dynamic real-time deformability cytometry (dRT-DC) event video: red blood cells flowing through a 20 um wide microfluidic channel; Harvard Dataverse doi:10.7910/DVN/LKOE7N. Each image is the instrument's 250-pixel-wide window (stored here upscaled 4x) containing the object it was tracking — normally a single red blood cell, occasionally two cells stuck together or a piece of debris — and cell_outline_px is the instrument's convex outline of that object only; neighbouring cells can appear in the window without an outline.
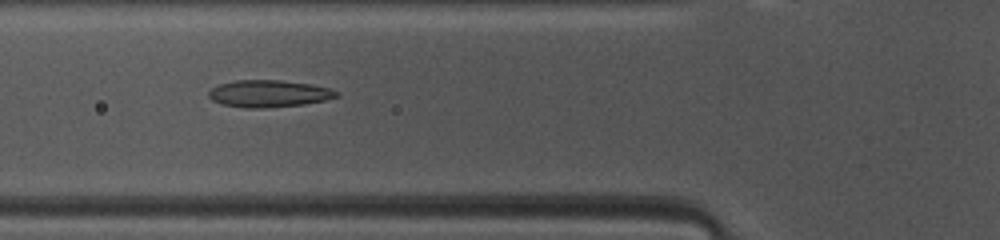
{"species": "common noctule bat (a hibernating species)", "species_latin": "Nyctalus noctula", "temperature_condition": "warm", "stored_images_in_passage": 40, "camera_frame_rate_fps": 3000, "um_per_image_px": 0.085, "animal": {"sex": "female", "body_mass_g": 10.0, "forearm_length_mm": 53.1}, "frame": {"image": 1, "passage_image": 9, "time_ms": 2.667, "image_size_px": [1000, 240], "cell_outline_px": [[340, 96], [324, 100], [304, 104], [264, 108], [244, 108], [220, 104], [212, 100], [208, 96], [208, 92], [212, 88], [220, 84], [236, 80], [280, 80], [312, 84], [328, 88], [340, 92]], "centroid_in_image_um": [22.85, 7.96], "position_along_channel_um": 103.0, "area_um2": 20.23}}
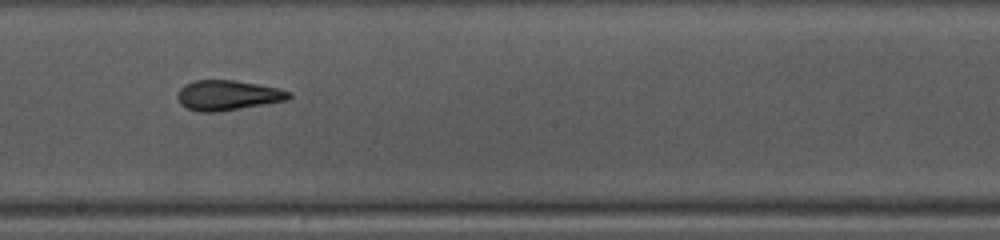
{"frame": {"image": 2, "passage_image": 18, "time_ms": 5.667, "image_size_px": [1000, 240], "cell_outline_px": [[292, 96], [288, 100], [220, 112], [200, 112], [188, 108], [180, 104], [176, 96], [180, 88], [184, 84], [196, 80], [236, 80], [280, 88], [292, 92]], "centroid_in_image_um": [19.38, 8.1], "position_along_channel_um": 228.8, "area_um2": 19.77}}
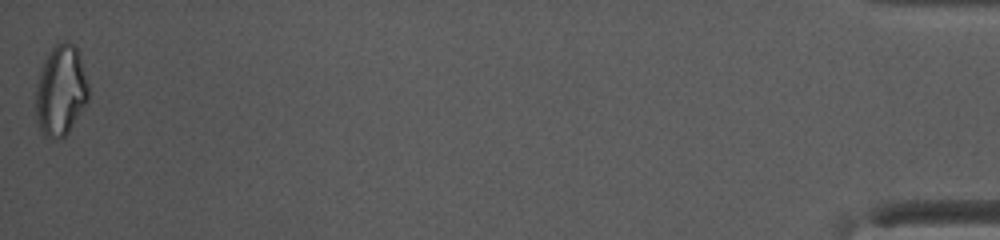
{"frame": {"image": 3, "passage_image": 40, "time_ms": 13.0, "image_size_px": [1000, 240], "cell_outline_px": [[88, 100], [68, 132], [64, 136], [44, 136], [36, 120], [36, 88], [40, 72], [44, 60], [48, 52], [56, 44], [64, 40], [68, 40], [76, 48], [88, 84]], "centroid_in_image_um": [5.15, 7.67], "position_along_channel_um": 430.0, "area_um2": 27.22}, "authors_computed_cell_mechanics": {"area_um2": 20.0566, "velocity_mm_per_s": 4.1736, "shape_relaxation_time_tau1_ms": 8.9564, "shape_relaxation_time_tau2_ms": 2.0173, "deformation_change_tau1": 0.2296, "deformation_change_tau2": 0.1006}}